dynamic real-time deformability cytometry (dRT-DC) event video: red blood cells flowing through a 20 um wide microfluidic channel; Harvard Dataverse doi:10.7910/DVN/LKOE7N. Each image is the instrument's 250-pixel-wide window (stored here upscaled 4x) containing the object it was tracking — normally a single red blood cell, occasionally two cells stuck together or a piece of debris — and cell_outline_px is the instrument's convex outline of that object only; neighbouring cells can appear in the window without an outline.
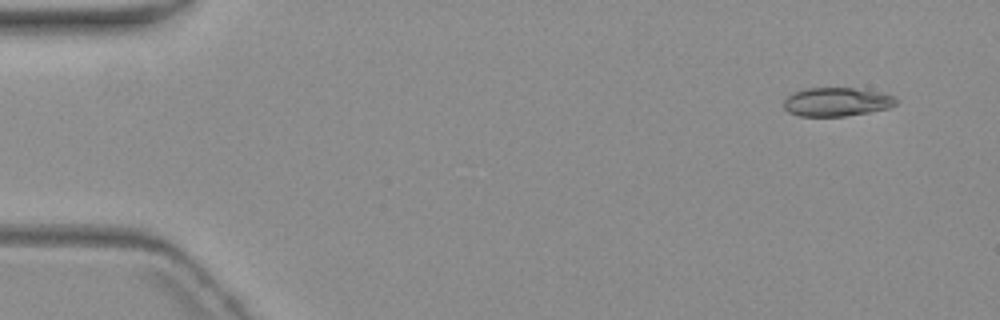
{"species": "common noctule bat (a hibernating species)", "species_latin": "Nyctalus noctula", "temperature_condition": "warm", "stored_images_in_passage": 9, "camera_frame_rate_fps": 3000, "um_per_image_px": 0.085, "animal": {"sex": "female", "body_mass_g": 19.3, "forearm_length_mm": 54.1}, "frame": {"image": 1, "passage_image": 1, "time_ms": 0.0, "image_size_px": [1000, 320], "cell_outline_px": [[900, 100], [896, 104], [888, 108], [868, 112], [844, 116], [800, 116], [788, 112], [784, 108], [784, 100], [792, 92], [804, 88], [856, 88], [884, 92], [896, 96]], "centroid_in_image_um": [71.15, 8.64], "position_along_channel_um": 13.8, "area_um2": 19.07}}
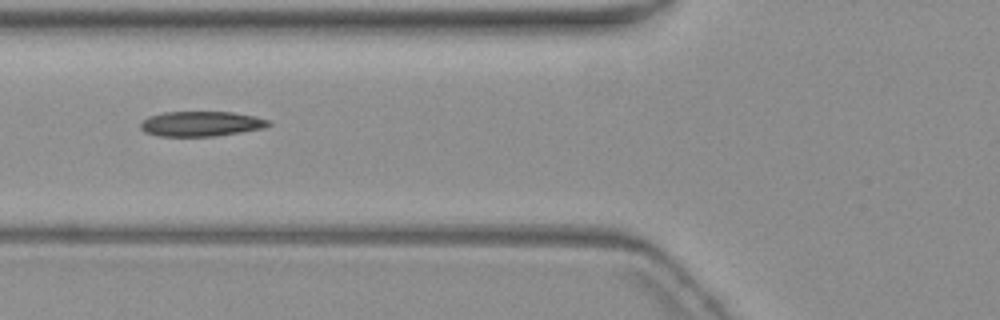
{"frame": {"image": 2, "passage_image": 6, "time_ms": 6.0, "image_size_px": [1000, 320], "cell_outline_px": [[272, 124], [264, 128], [240, 132], [212, 136], [160, 136], [144, 132], [140, 128], [140, 124], [148, 116], [164, 112], [232, 112], [272, 120]], "centroid_in_image_um": [17.1, 10.52], "position_along_channel_um": 108.7, "area_um2": 18.61}}
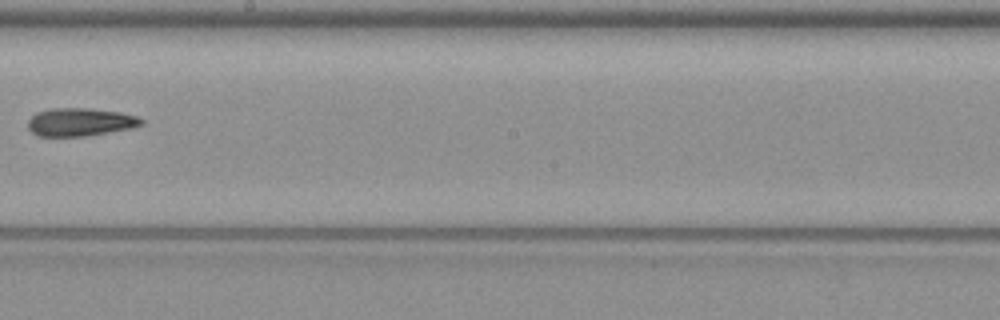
{"frame": {"image": 3, "passage_image": 9, "time_ms": 9.667, "image_size_px": [1000, 320], "cell_outline_px": [[144, 124], [132, 128], [84, 136], [36, 136], [28, 128], [28, 120], [36, 112], [52, 108], [84, 108], [120, 112], [136, 116], [144, 120]], "centroid_in_image_um": [6.8, 10.37], "position_along_channel_um": 241.4, "area_um2": 18.5}}